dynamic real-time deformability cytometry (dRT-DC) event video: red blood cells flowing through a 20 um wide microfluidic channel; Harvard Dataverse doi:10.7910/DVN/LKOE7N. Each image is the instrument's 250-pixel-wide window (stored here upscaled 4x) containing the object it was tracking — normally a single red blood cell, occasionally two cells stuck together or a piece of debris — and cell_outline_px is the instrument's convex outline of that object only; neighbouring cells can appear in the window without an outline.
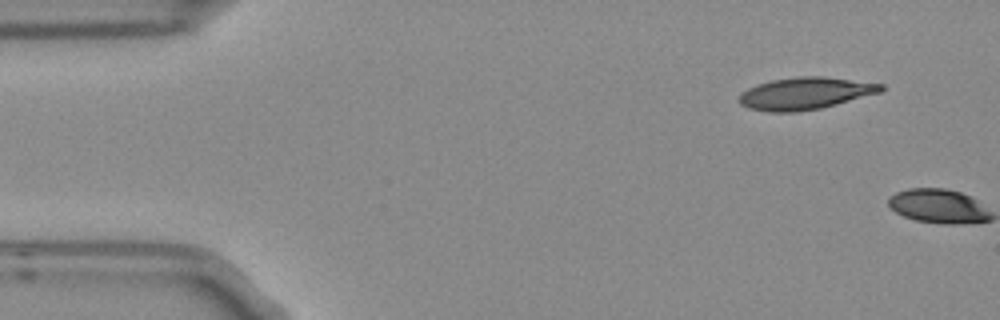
{"species": "Egyptian fruit bat (a non-hibernating species)", "species_latin": "Rousettus aegyptiacus", "temperature_condition": "room temperature", "stored_images_in_passage": 2, "camera_frame_rate_fps": 3000, "um_per_image_px": 0.085, "frame": {"image": 1, "passage_image": 1, "time_ms": 0.0, "image_size_px": [1000, 320], "cell_outline_px": [[884, 88], [880, 92], [836, 104], [820, 108], [796, 112], [768, 112], [748, 108], [740, 104], [740, 92], [756, 84], [772, 80], [800, 76], [824, 76], [884, 84]], "centroid_in_image_um": [68.41, 7.93], "position_along_channel_um": 16.6, "area_um2": 26.47}}